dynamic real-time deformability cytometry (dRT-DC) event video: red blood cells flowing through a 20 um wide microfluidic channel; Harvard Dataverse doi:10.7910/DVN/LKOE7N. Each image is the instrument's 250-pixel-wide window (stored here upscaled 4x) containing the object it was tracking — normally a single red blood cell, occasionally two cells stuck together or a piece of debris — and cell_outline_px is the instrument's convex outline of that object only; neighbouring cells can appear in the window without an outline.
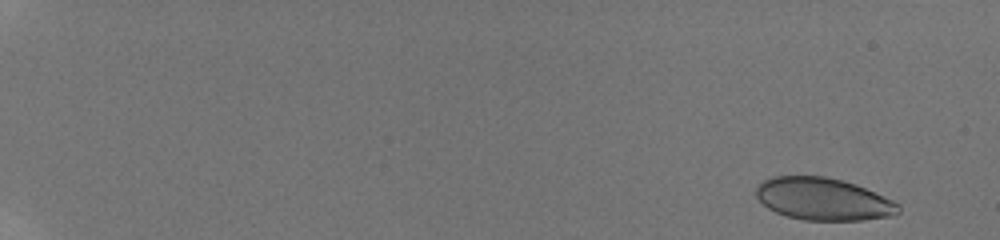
{"species": "human", "species_latin": "Homo sapiens", "temperature_condition": "room temperature", "stored_images_in_passage": 36, "camera_frame_rate_fps": 3000, "um_per_image_px": 0.085, "donor": {"sex": "male"}, "frame": {"image": 1, "passage_image": 4, "time_ms": 0.667, "image_size_px": [1000, 240], "cell_outline_px": [[900, 212], [896, 216], [864, 220], [804, 220], [788, 216], [776, 212], [768, 208], [756, 196], [756, 188], [764, 180], [772, 176], [824, 176], [856, 184], [892, 200], [900, 204]], "centroid_in_image_um": [70.01, 16.93], "position_along_channel_um": 15.0, "area_um2": 35.08}}
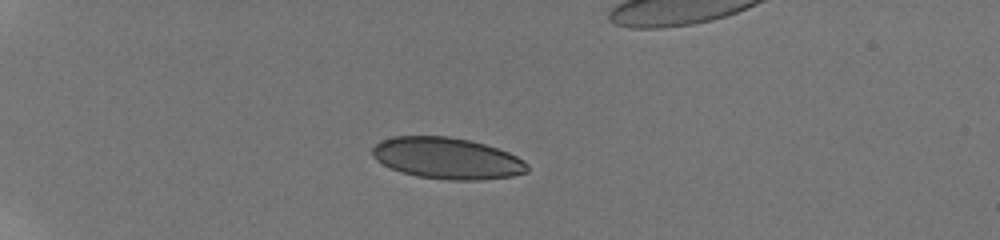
{"frame": {"image": 2, "passage_image": 28, "time_ms": 5.333, "image_size_px": [1000, 240], "cell_outline_px": [[528, 172], [512, 176], [480, 180], [448, 180], [416, 176], [400, 172], [376, 160], [372, 156], [372, 148], [380, 140], [396, 136], [448, 136], [468, 140], [484, 144], [508, 152], [524, 160], [528, 164]], "centroid_in_image_um": [38.0, 13.46], "position_along_channel_um": 47.0, "area_um2": 37.4}}